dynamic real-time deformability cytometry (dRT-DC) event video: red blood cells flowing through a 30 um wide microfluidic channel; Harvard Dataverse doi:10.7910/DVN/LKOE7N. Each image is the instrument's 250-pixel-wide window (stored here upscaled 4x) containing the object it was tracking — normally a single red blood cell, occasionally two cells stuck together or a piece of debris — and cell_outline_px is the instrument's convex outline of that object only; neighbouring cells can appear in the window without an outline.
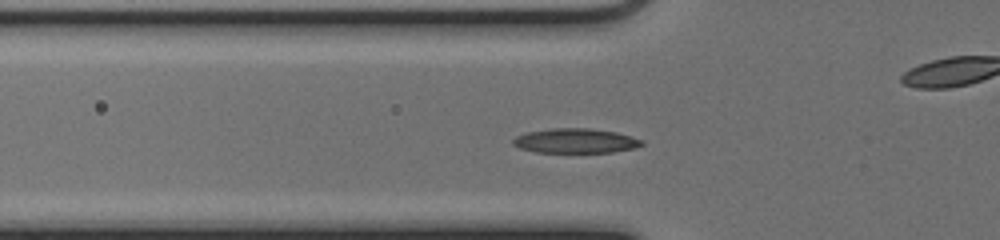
{"species": "common noctule bat (a hibernating species)", "species_latin": "Nyctalus noctula", "temperature_condition": "cold", "stored_images_in_passage": 46, "camera_frame_rate_fps": 3000, "um_per_image_px": 0.085, "animal": {"sex": "female", "body_mass_g": 17.0, "forearm_length_mm": 48.0}, "frame": {"image": 1, "passage_image": 11, "time_ms": 3.333, "image_size_px": [1000, 240], "cell_outline_px": [[644, 144], [636, 148], [612, 152], [536, 152], [520, 148], [512, 144], [512, 140], [516, 136], [528, 132], [552, 128], [588, 128], [616, 132], [632, 136], [644, 140]], "centroid_in_image_um": [48.95, 11.97], "position_along_channel_um": 76.8, "area_um2": 18.5}}
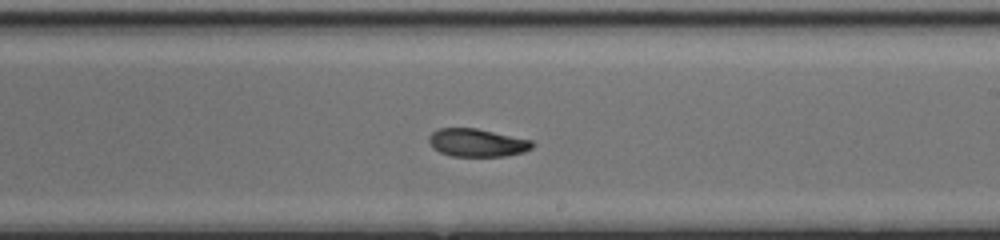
{"frame": {"image": 2, "passage_image": 24, "time_ms": 7.667, "image_size_px": [1000, 240], "cell_outline_px": [[536, 144], [532, 148], [524, 152], [504, 156], [452, 156], [440, 152], [432, 148], [428, 140], [428, 136], [432, 132], [440, 128], [476, 128], [532, 140]], "centroid_in_image_um": [40.55, 12.13], "position_along_channel_um": 248.4, "area_um2": 16.94}}
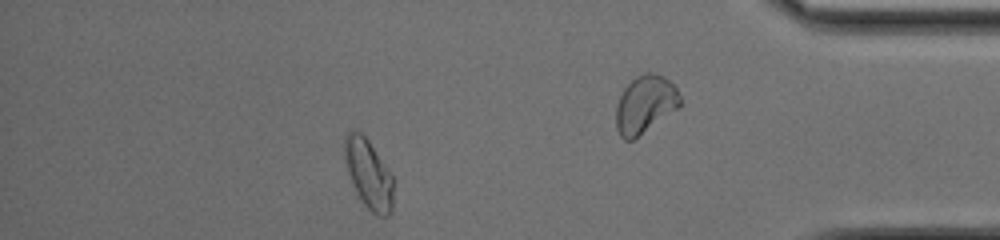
{"frame": {"image": 3, "passage_image": 39, "time_ms": 12.667, "image_size_px": [1000, 240], "cell_outline_px": [[396, 180], [392, 212], [388, 216], [376, 216], [364, 204], [356, 192], [352, 184], [344, 160], [344, 136], [352, 128], [356, 128], [368, 140]], "centroid_in_image_um": [31.36, 14.79], "position_along_channel_um": 403.8, "area_um2": 20.29}, "authors_computed_cell_mechanics": {"area_um2": 17.8891, "velocity_mm_per_s": 3.9459, "shape_relaxation_time_tau1_ms": 3.1921, "shape_relaxation_time_tau2_ms": 7.1463, "deformation_change_tau1": 0.1306, "deformation_change_tau2": 0.0801}}